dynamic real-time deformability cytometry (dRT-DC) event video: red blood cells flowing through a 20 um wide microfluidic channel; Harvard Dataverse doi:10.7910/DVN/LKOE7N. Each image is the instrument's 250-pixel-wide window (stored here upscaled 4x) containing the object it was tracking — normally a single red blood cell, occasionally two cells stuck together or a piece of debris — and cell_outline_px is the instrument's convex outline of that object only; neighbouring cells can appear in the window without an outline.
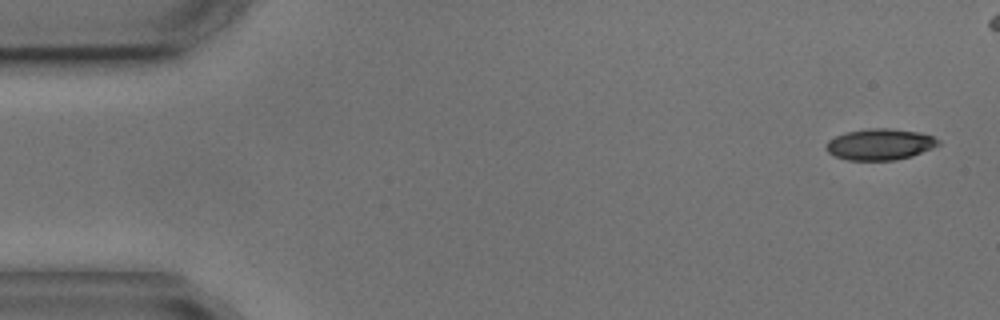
{"species": "common noctule bat (a hibernating species)", "species_latin": "Nyctalus noctula", "temperature_condition": "cold", "stored_images_in_passage": 5, "camera_frame_rate_fps": 3000, "um_per_image_px": 0.085, "animal": {"sex": "male", "body_mass_g": 17.9, "forearm_length_mm": 54.2}, "frame": {"image": 1, "passage_image": 1, "time_ms": 0.0, "image_size_px": [1000, 320], "cell_outline_px": [[940, 144], [932, 148], [912, 156], [892, 160], [848, 160], [836, 156], [828, 152], [824, 148], [824, 144], [828, 140], [844, 132], [868, 128], [888, 128], [920, 132], [932, 136], [940, 140]], "centroid_in_image_um": [74.77, 12.26], "position_along_channel_um": 10.2, "area_um2": 20.52}}